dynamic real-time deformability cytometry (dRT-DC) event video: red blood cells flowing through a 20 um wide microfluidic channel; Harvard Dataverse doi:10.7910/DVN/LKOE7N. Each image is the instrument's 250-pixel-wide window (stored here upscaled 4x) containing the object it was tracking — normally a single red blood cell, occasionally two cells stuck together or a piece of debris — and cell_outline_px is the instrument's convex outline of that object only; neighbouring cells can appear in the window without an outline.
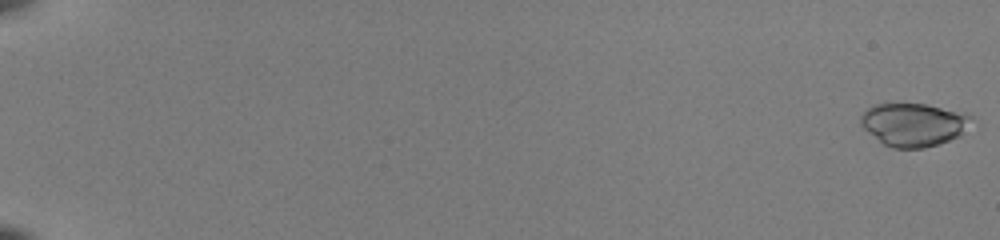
{"species": "common noctule bat (a hibernating species)", "species_latin": "Nyctalus noctula", "temperature_condition": "room temperature", "stored_images_in_passage": 54, "camera_frame_rate_fps": 3000, "um_per_image_px": 0.085, "animal": {"sex": "female", "body_mass_g": 22.0, "forearm_length_mm": 56.7}, "frame": {"image": 1, "passage_image": 1, "time_ms": 0.0, "image_size_px": [1000, 240], "cell_outline_px": [[972, 116], [960, 136], [924, 148], [892, 148], [884, 144], [868, 132], [860, 124], [860, 116], [868, 108], [876, 104], [924, 104], [964, 112]], "centroid_in_image_um": [77.62, 10.59], "position_along_channel_um": 7.4, "area_um2": 27.4}}
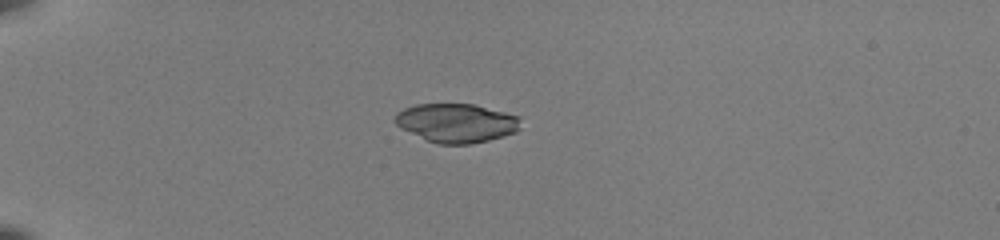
{"frame": {"image": 2, "passage_image": 17, "time_ms": 5.333, "image_size_px": [1000, 240], "cell_outline_px": [[520, 128], [516, 132], [504, 136], [488, 140], [468, 144], [436, 144], [400, 128], [392, 120], [396, 112], [404, 108], [416, 104], [476, 104], [520, 116]], "centroid_in_image_um": [38.79, 10.44], "position_along_channel_um": 46.2, "area_um2": 28.73}}
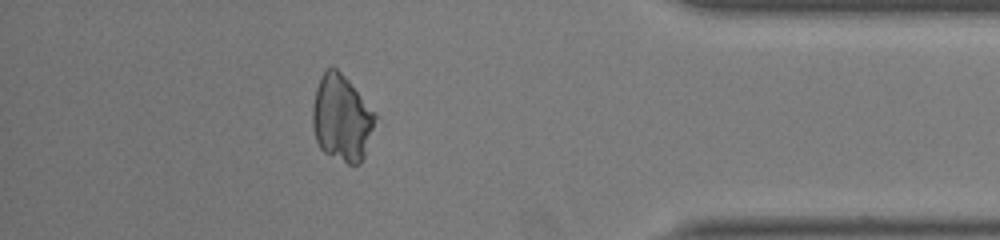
{"frame": {"image": 3, "passage_image": 49, "time_ms": 16.0, "image_size_px": [1000, 240], "cell_outline_px": [[376, 116], [364, 156], [360, 164], [348, 164], [324, 152], [320, 148], [316, 140], [312, 124], [312, 108], [316, 88], [320, 76], [328, 68], [336, 68], [348, 80], [376, 112]], "centroid_in_image_um": [29.02, 10.04], "position_along_channel_um": 406.2, "area_um2": 31.21}}